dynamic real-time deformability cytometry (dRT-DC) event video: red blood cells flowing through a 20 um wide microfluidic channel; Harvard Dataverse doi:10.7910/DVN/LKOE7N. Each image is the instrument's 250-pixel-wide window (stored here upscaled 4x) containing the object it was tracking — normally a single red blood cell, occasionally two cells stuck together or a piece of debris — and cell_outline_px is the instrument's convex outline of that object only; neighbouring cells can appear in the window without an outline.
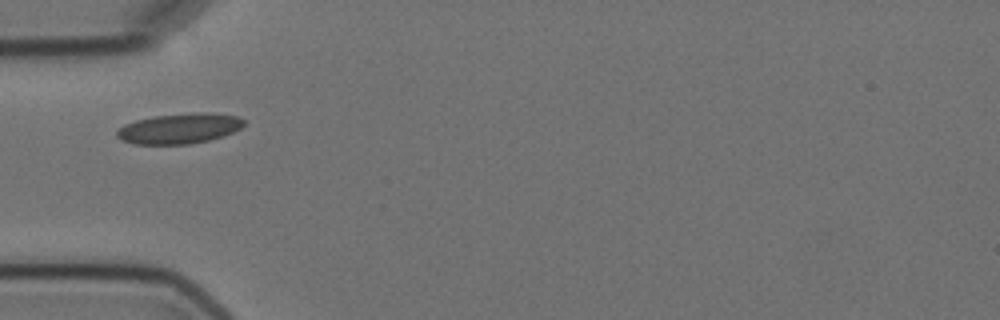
{"species": "Egyptian fruit bat (a non-hibernating species)", "species_latin": "Rousettus aegyptiacus", "temperature_condition": "cold", "stored_images_in_passage": 10, "camera_frame_rate_fps": 3000, "um_per_image_px": 0.085, "animal": {"sex": "female"}, "frame": {"image": 1, "passage_image": 1, "time_ms": 0.0, "image_size_px": [1000, 320], "cell_outline_px": [[244, 124], [240, 128], [224, 136], [208, 140], [188, 144], [136, 144], [120, 140], [116, 136], [116, 132], [124, 124], [136, 120], [156, 116], [192, 112], [212, 112], [236, 116], [244, 120]], "centroid_in_image_um": [15.24, 10.91], "position_along_channel_um": 69.8, "area_um2": 22.43}}
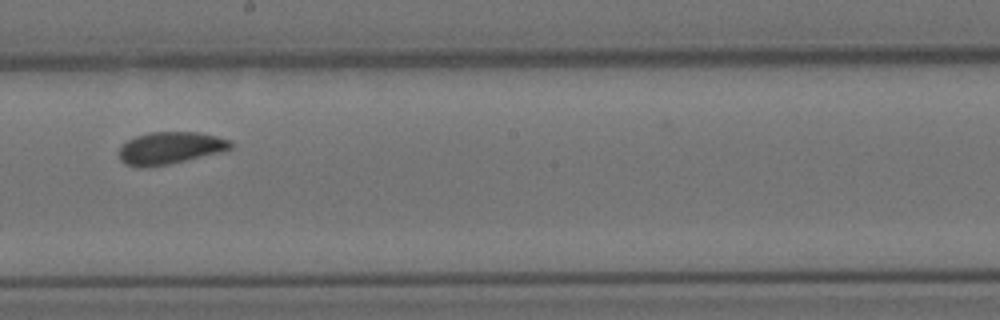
{"frame": {"image": 2, "passage_image": 5, "time_ms": 4.667, "image_size_px": [1000, 320], "cell_outline_px": [[232, 148], [220, 152], [168, 164], [148, 168], [136, 168], [124, 164], [120, 160], [120, 148], [128, 140], [136, 136], [148, 132], [200, 132], [232, 140]], "centroid_in_image_um": [14.45, 12.59], "position_along_channel_um": 233.8, "area_um2": 21.04}}
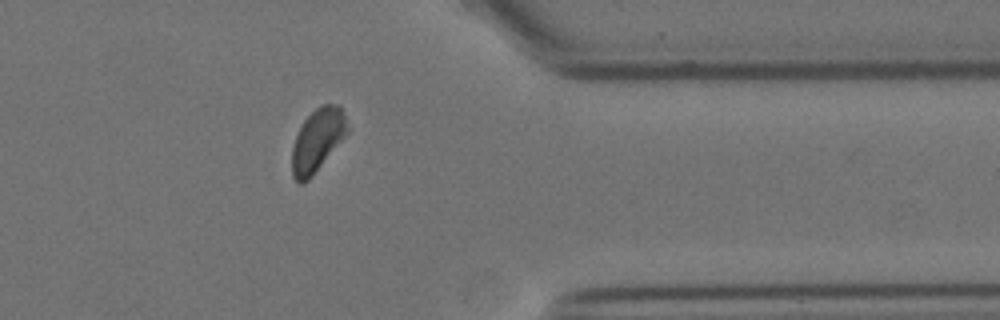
{"frame": {"image": 3, "passage_image": 9, "time_ms": 9.333, "image_size_px": [1000, 320], "cell_outline_px": [[348, 132], [312, 176], [304, 184], [300, 184], [292, 176], [292, 148], [296, 136], [304, 120], [320, 104], [340, 104], [348, 128]], "centroid_in_image_um": [26.97, 11.92], "position_along_channel_um": 384.4, "area_um2": 20.0}, "authors_computed_cell_mechanics": {"area_um2": 21.0103, "velocity_mm_per_s": 3.4988, "shape_relaxation_time_tau1_ms": 1.6756, "shape_relaxation_time_tau2_ms": null, "deformation_change_tau1": 0.0589, "deformation_change_tau2": null}}